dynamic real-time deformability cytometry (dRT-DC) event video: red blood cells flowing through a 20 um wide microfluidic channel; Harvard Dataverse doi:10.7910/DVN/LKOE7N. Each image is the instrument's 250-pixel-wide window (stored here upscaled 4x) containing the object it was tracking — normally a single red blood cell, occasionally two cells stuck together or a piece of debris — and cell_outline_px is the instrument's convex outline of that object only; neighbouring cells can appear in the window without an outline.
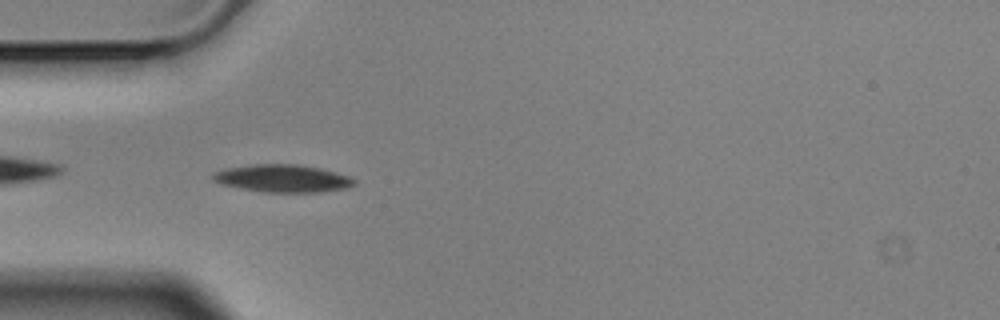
{"species": "Egyptian fruit bat (a non-hibernating species)", "species_latin": "Rousettus aegyptiacus", "temperature_condition": "cold", "stored_images_in_passage": 5, "camera_frame_rate_fps": 3000, "um_per_image_px": 0.085, "animal": {"sex": "male"}, "frame": {"image": 1, "passage_image": 4, "time_ms": 1.0, "image_size_px": [1000, 320], "cell_outline_px": [[356, 184], [344, 188], [320, 192], [264, 192], [220, 184], [212, 176], [212, 172], [224, 168], [252, 164], [296, 164], [320, 168], [348, 176], [356, 180]], "centroid_in_image_um": [24.0, 15.15], "position_along_channel_um": 61.0, "area_um2": 22.6}}
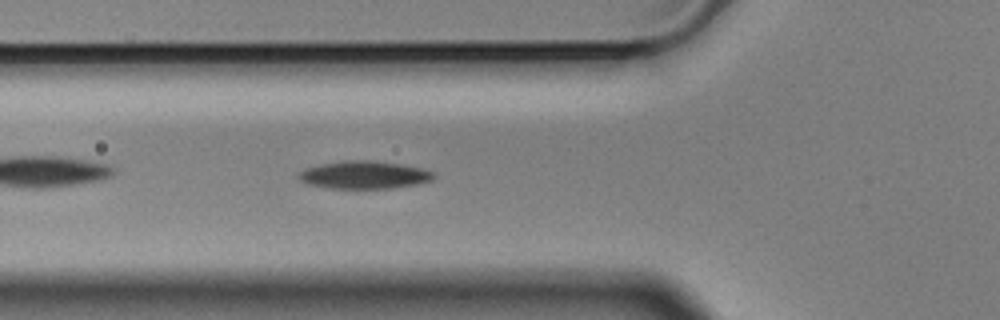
{"frame": {"image": 2, "passage_image": 5, "time_ms": 1.333, "image_size_px": [1000, 320], "cell_outline_px": [[436, 176], [432, 180], [416, 184], [392, 188], [328, 188], [304, 184], [296, 180], [296, 176], [304, 168], [320, 164], [344, 160], [368, 160], [400, 164], [420, 168], [436, 172]], "centroid_in_image_um": [30.89, 14.87], "position_along_channel_um": 94.9, "area_um2": 22.08}}